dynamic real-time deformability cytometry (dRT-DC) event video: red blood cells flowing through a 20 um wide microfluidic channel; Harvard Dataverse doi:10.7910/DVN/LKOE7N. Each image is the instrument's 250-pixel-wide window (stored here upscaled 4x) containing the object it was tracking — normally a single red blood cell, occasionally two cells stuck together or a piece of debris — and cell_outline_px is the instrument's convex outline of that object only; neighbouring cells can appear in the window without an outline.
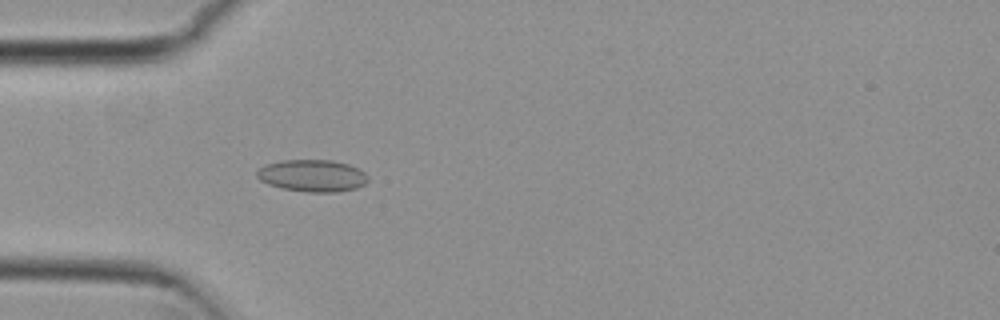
{"species": "common noctule bat (a hibernating species)", "species_latin": "Nyctalus noctula", "temperature_condition": "cold", "stored_images_in_passage": 53, "camera_frame_rate_fps": 3000, "um_per_image_px": 0.085, "animal": {"sex": "female", "body_mass_g": 29.2, "forearm_length_mm": 56.3}, "frame": {"image": 1, "passage_image": 15, "time_ms": 4.667, "image_size_px": [1000, 320], "cell_outline_px": [[368, 180], [364, 184], [356, 188], [336, 192], [308, 192], [284, 188], [268, 184], [260, 180], [256, 176], [256, 168], [264, 164], [284, 160], [332, 160], [348, 164], [364, 172], [368, 176]], "centroid_in_image_um": [26.51, 14.92], "position_along_channel_um": 58.5, "area_um2": 20.75}}
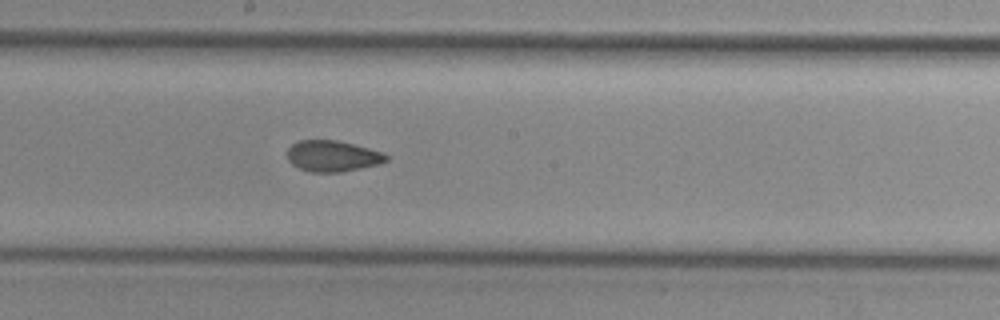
{"frame": {"image": 2, "passage_image": 28, "time_ms": 9.0, "image_size_px": [1000, 320], "cell_outline_px": [[388, 160], [380, 164], [340, 172], [312, 172], [300, 168], [292, 164], [288, 160], [288, 148], [292, 144], [300, 140], [336, 140], [384, 152], [388, 156]], "centroid_in_image_um": [28.28, 13.26], "position_along_channel_um": 219.9, "area_um2": 17.8}}
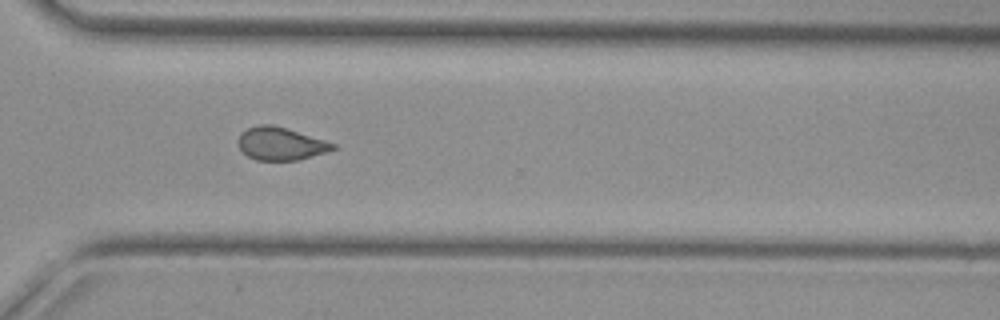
{"frame": {"image": 3, "passage_image": 38, "time_ms": 12.333, "image_size_px": [1000, 320], "cell_outline_px": [[336, 148], [328, 152], [300, 160], [256, 160], [248, 156], [240, 148], [236, 140], [240, 132], [248, 128], [260, 124], [272, 124], [288, 128], [336, 144]], "centroid_in_image_um": [23.85, 12.21], "position_along_channel_um": 346.8, "area_um2": 18.32}, "authors_computed_cell_mechanics": {"area_um2": 18.8428, "velocity_mm_per_s": 3.8091, "shape_relaxation_time_tau1_ms": null, "shape_relaxation_time_tau2_ms": 1.6938, "deformation_change_tau1": null, "deformation_change_tau2": 0.0679}}